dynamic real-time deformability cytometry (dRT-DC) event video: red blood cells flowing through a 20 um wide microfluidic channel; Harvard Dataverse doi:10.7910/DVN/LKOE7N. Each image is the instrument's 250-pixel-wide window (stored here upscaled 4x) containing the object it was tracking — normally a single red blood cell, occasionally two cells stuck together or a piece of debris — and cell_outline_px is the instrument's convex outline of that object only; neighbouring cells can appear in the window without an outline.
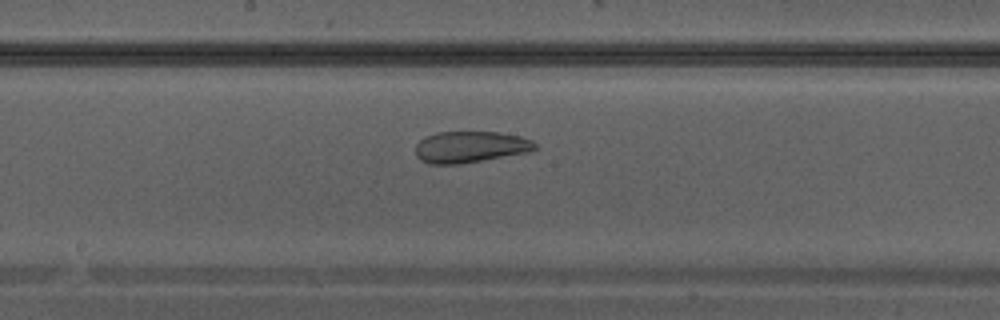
{"species": "Egyptian fruit bat (a non-hibernating species)", "species_latin": "Rousettus aegyptiacus", "temperature_condition": "warm", "stored_images_in_passage": 30, "camera_frame_rate_fps": 3000, "um_per_image_px": 0.085, "animal": {"sex": "male"}, "frame": {"image": 1, "passage_image": 13, "time_ms": 4.0, "image_size_px": [1000, 320], "cell_outline_px": [[536, 148], [532, 152], [460, 164], [428, 164], [420, 160], [416, 156], [416, 144], [424, 136], [436, 132], [500, 132], [520, 136], [532, 140], [536, 144]], "centroid_in_image_um": [39.98, 12.49], "position_along_channel_um": 208.2, "area_um2": 22.2}}